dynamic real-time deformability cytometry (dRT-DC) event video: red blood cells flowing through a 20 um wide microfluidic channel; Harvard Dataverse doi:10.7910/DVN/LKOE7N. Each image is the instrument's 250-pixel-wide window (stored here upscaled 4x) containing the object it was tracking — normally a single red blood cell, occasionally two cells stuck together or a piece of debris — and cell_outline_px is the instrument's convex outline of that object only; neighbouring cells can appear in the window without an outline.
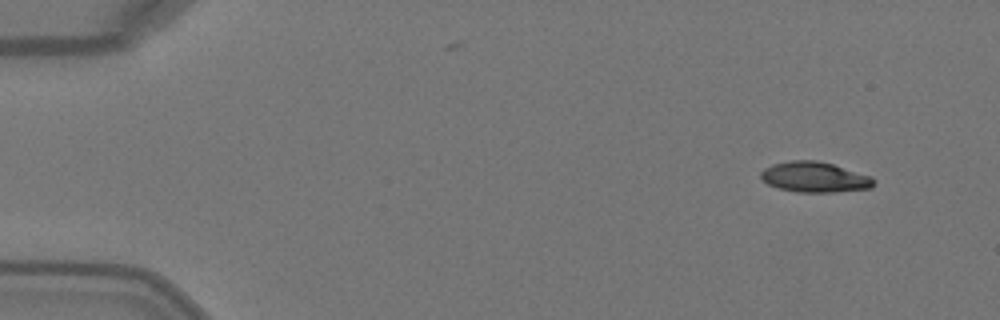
{"species": "Egyptian fruit bat (a non-hibernating species)", "species_latin": "Rousettus aegyptiacus", "temperature_condition": "warm", "stored_images_in_passage": 3, "camera_frame_rate_fps": 3000, "um_per_image_px": 0.085, "animal": {"sex": "female"}, "frame": {"image": 1, "passage_image": 1, "time_ms": 0.0, "image_size_px": [1000, 320], "cell_outline_px": [[872, 188], [832, 192], [796, 192], [780, 188], [768, 184], [760, 180], [760, 172], [764, 168], [772, 164], [792, 160], [816, 160], [832, 164], [872, 176]], "centroid_in_image_um": [69.19, 15.05], "position_along_channel_um": 15.8, "area_um2": 19.94}}
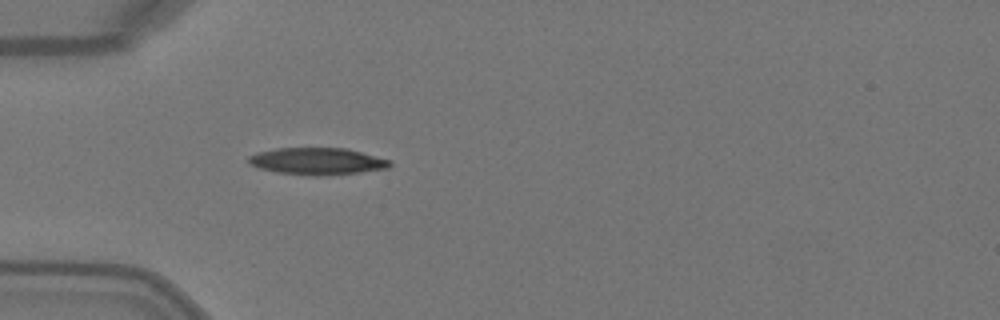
{"frame": {"image": 2, "passage_image": 3, "time_ms": 0.667, "image_size_px": [1000, 320], "cell_outline_px": [[392, 164], [388, 168], [360, 172], [320, 176], [312, 176], [276, 172], [260, 168], [248, 164], [248, 156], [256, 152], [276, 148], [348, 148], [392, 160]], "centroid_in_image_um": [26.97, 13.7], "position_along_channel_um": 58.0, "area_um2": 22.43}}